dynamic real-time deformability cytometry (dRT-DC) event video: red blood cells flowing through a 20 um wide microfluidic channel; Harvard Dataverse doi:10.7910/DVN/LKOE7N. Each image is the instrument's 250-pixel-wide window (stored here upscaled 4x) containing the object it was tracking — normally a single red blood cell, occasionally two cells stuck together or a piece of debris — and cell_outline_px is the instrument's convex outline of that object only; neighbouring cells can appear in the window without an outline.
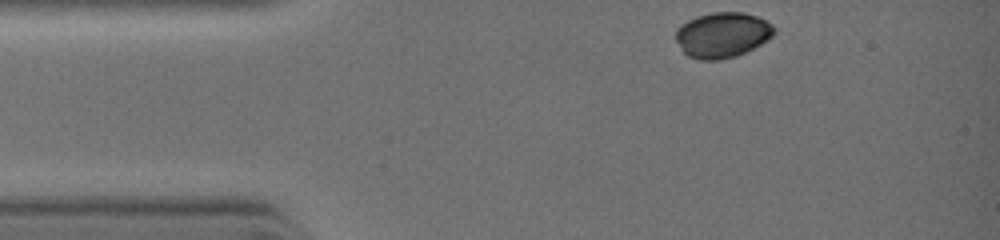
{"species": "common noctule bat (a hibernating species)", "species_latin": "Nyctalus noctula", "temperature_condition": "warm", "stored_images_in_passage": 4, "camera_frame_rate_fps": 3000, "um_per_image_px": 0.085, "animal": {"sex": "female", "body_mass_g": 19.0, "forearm_length_mm": 51.5}, "frame": {"image": 1, "passage_image": 1, "time_ms": 0.0, "image_size_px": [1000, 240], "cell_outline_px": [[776, 32], [768, 40], [736, 56], [720, 60], [700, 60], [688, 56], [684, 52], [676, 40], [676, 28], [688, 20], [696, 16], [712, 12], [744, 12], [756, 16], [772, 24], [776, 28]], "centroid_in_image_um": [61.41, 2.96], "position_along_channel_um": 23.6, "area_um2": 26.01}}